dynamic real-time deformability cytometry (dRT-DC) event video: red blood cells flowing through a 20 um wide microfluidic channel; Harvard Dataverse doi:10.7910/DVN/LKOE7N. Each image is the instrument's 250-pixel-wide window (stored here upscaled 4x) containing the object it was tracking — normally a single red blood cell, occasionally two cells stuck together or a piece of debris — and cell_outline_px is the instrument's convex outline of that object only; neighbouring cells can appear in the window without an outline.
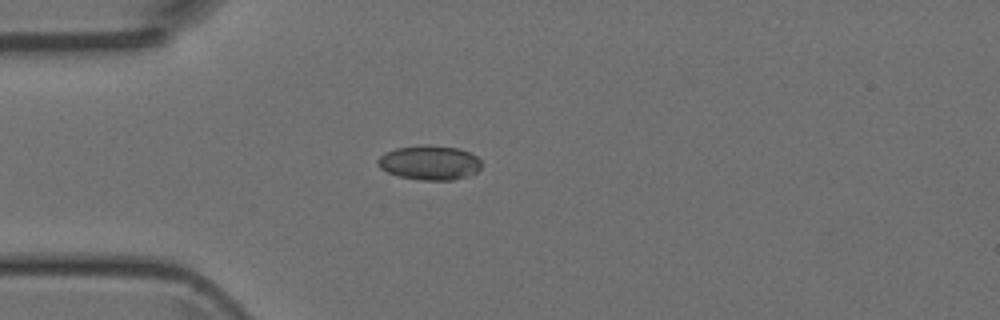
{"species": "Egyptian fruit bat (a non-hibernating species)", "species_latin": "Rousettus aegyptiacus", "temperature_condition": "room temperature", "stored_images_in_passage": 4, "camera_frame_rate_fps": 3000, "um_per_image_px": 0.085, "animal": {"sex": "female"}, "frame": {"image": 1, "passage_image": 2, "time_ms": 1.333, "image_size_px": [1000, 320], "cell_outline_px": [[480, 168], [476, 172], [468, 176], [452, 180], [420, 180], [400, 176], [388, 172], [380, 168], [376, 164], [376, 160], [384, 152], [396, 148], [428, 144], [460, 148], [476, 156], [480, 160]], "centroid_in_image_um": [36.49, 13.82], "position_along_channel_um": 48.5, "area_um2": 20.92}}
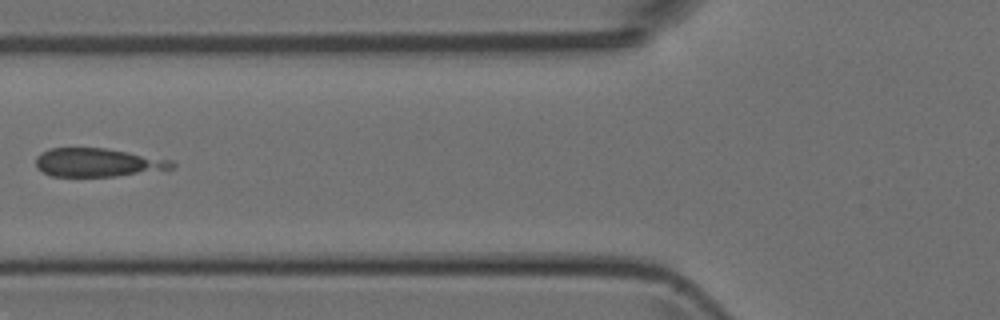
{"frame": {"image": 2, "passage_image": 4, "time_ms": 3.333, "image_size_px": [1000, 320], "cell_outline_px": [[176, 164], [172, 168], [116, 176], [52, 176], [44, 172], [36, 164], [36, 156], [40, 152], [52, 148], [104, 148], [172, 160]], "centroid_in_image_um": [8.28, 13.81], "position_along_channel_um": 117.5, "area_um2": 22.14}}